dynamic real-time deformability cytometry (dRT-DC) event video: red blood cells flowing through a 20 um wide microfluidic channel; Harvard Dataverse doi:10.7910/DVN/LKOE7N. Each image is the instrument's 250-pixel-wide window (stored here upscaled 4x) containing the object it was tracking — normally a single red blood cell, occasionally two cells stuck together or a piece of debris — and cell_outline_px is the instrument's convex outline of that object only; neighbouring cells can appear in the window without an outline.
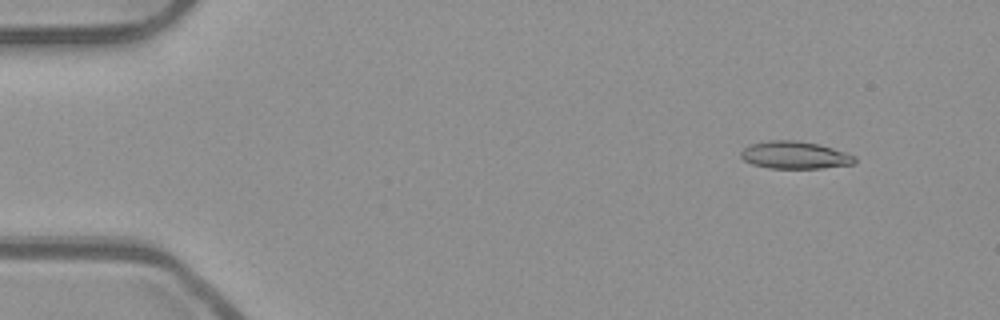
{"species": "common noctule bat (a hibernating species)", "species_latin": "Nyctalus noctula", "temperature_condition": "room temperature", "stored_images_in_passage": 54, "segment_of_instrument_passage": [1, 2], "camera_frame_rate_fps": 3000, "um_per_image_px": 0.085, "animal": {"sex": "male", "body_mass_g": 23.1, "forearm_length_mm": 52.7}, "frame": {"image": 1, "passage_image": 5, "time_ms": 1.333, "image_size_px": [1000, 320], "cell_outline_px": [[856, 160], [852, 164], [820, 168], [768, 168], [752, 164], [744, 160], [740, 156], [740, 152], [748, 144], [768, 140], [796, 140], [820, 144], [856, 156]], "centroid_in_image_um": [67.52, 13.17], "position_along_channel_um": 17.5, "area_um2": 18.26}}
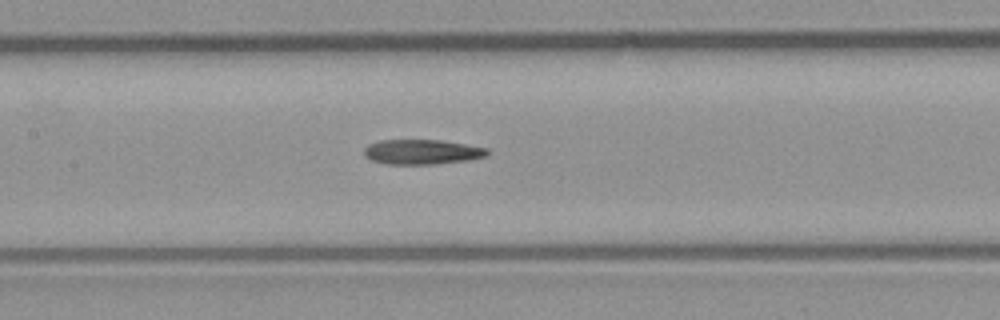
{"frame": {"image": 2, "passage_image": 25, "time_ms": 8.0, "image_size_px": [1000, 320], "cell_outline_px": [[488, 156], [468, 160], [432, 164], [388, 164], [372, 160], [364, 156], [364, 148], [368, 144], [380, 140], [440, 140], [488, 148]], "centroid_in_image_um": [35.86, 12.91], "position_along_channel_um": 171.5, "area_um2": 17.8}}
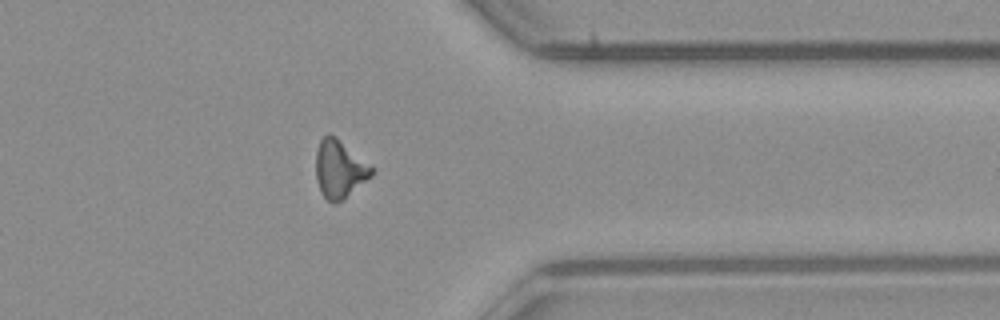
{"frame": {"image": 3, "passage_image": 42, "time_ms": 13.667, "image_size_px": [1000, 320], "cell_outline_px": [[376, 168], [372, 176], [344, 200], [332, 204], [320, 192], [316, 180], [316, 152], [320, 140], [324, 136], [336, 136]], "centroid_in_image_um": [28.89, 14.4], "position_along_channel_um": 382.5, "area_um2": 19.13}}